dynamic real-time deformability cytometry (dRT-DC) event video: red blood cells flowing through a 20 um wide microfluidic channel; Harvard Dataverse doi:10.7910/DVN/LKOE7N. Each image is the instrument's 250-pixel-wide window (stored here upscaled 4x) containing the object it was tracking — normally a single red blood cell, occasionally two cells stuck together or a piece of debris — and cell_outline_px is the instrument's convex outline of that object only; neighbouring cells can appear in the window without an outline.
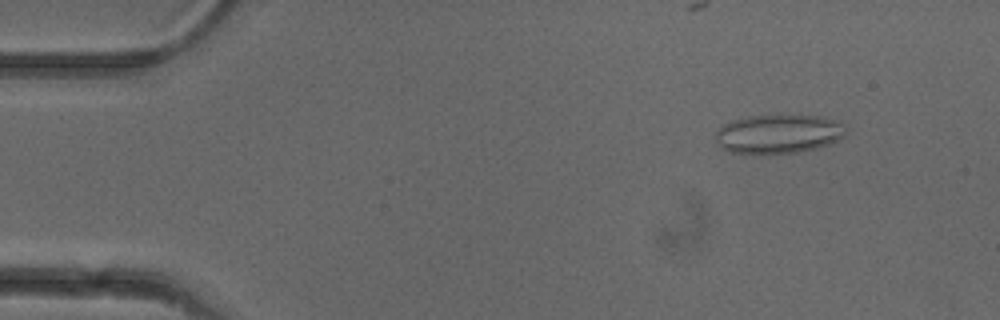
{"species": "common noctule bat (a hibernating species)", "species_latin": "Nyctalus noctula", "temperature_condition": "cold", "stored_images_in_passage": 36, "camera_frame_rate_fps": 3000, "um_per_image_px": 0.085, "animal": {"sex": "female"}, "frame": {"image": 1, "passage_image": 2, "time_ms": 0.333, "image_size_px": [1000, 320], "cell_outline_px": [[848, 128], [844, 136], [828, 144], [816, 148], [796, 152], [764, 156], [756, 156], [728, 152], [716, 144], [716, 132], [724, 124], [732, 120], [748, 116], [824, 116], [840, 120]], "centroid_in_image_um": [66.16, 11.42], "position_along_channel_um": 18.8, "area_um2": 30.35}}
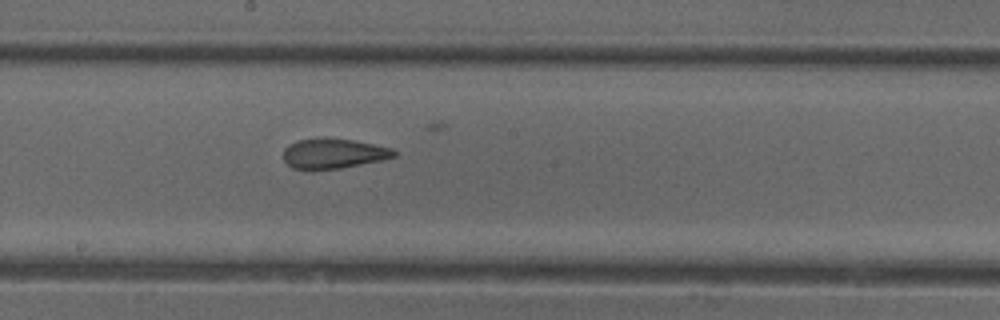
{"frame": {"image": 2, "passage_image": 24, "time_ms": 7.667, "image_size_px": [1000, 320], "cell_outline_px": [[396, 156], [384, 160], [340, 168], [292, 168], [284, 160], [284, 148], [288, 144], [296, 140], [324, 136], [352, 140], [392, 148], [396, 152]], "centroid_in_image_um": [28.34, 13.01], "position_along_channel_um": 219.9, "area_um2": 19.36}}
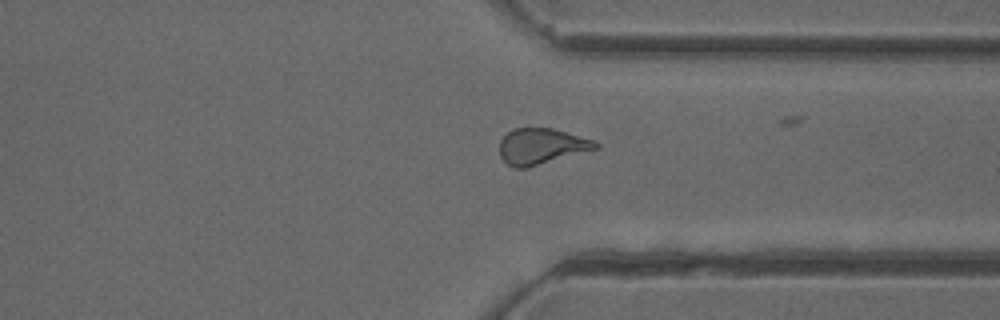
{"frame": {"image": 3, "passage_image": 35, "time_ms": 11.333, "image_size_px": [1000, 320], "cell_outline_px": [[600, 148], [524, 168], [512, 168], [500, 156], [500, 140], [512, 128], [552, 128], [596, 140], [600, 144]], "centroid_in_image_um": [46.04, 12.42], "position_along_channel_um": 365.4, "area_um2": 20.06}}